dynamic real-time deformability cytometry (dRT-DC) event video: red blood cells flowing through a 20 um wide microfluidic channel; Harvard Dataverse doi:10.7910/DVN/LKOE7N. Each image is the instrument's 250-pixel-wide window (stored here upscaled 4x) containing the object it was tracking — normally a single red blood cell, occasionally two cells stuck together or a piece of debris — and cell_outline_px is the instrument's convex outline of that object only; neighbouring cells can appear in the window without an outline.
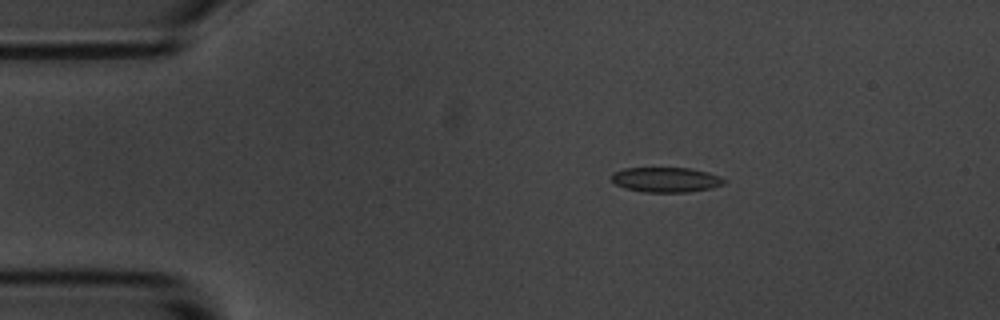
{"species": "common noctule bat (a hibernating species)", "species_latin": "Nyctalus noctula", "temperature_condition": "room temperature", "stored_images_in_passage": 15, "camera_frame_rate_fps": 3000, "um_per_image_px": 0.085, "animal": {"sex": "male", "body_mass_g": 20.1, "forearm_length_mm": 53.5}, "frame": {"image": 1, "passage_image": 3, "time_ms": 3.0, "image_size_px": [1000, 320], "cell_outline_px": [[728, 180], [724, 184], [712, 188], [688, 192], [644, 192], [624, 188], [616, 184], [612, 180], [612, 172], [624, 168], [688, 168], [708, 172], [720, 176]], "centroid_in_image_um": [56.63, 15.27], "position_along_channel_um": 28.4, "area_um2": 16.47}}
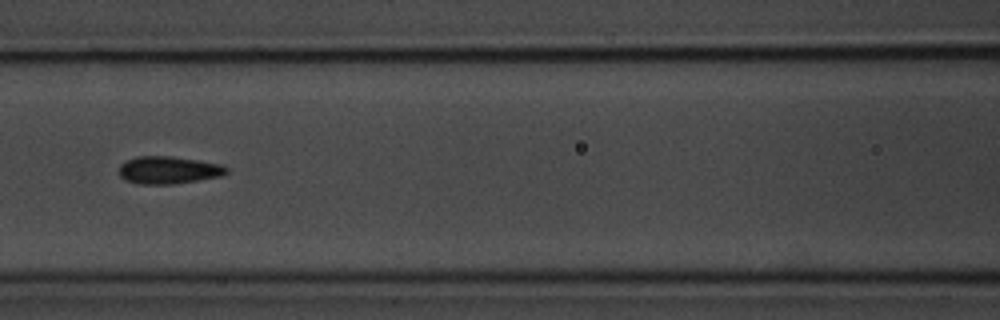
{"frame": {"image": 2, "passage_image": 7, "time_ms": 8.0, "image_size_px": [1000, 320], "cell_outline_px": [[228, 172], [220, 176], [172, 184], [140, 184], [124, 180], [120, 176], [120, 164], [128, 160], [140, 156], [172, 156], [200, 160], [220, 164], [228, 168]], "centroid_in_image_um": [14.32, 14.45], "position_along_channel_um": 152.3, "area_um2": 17.11}}
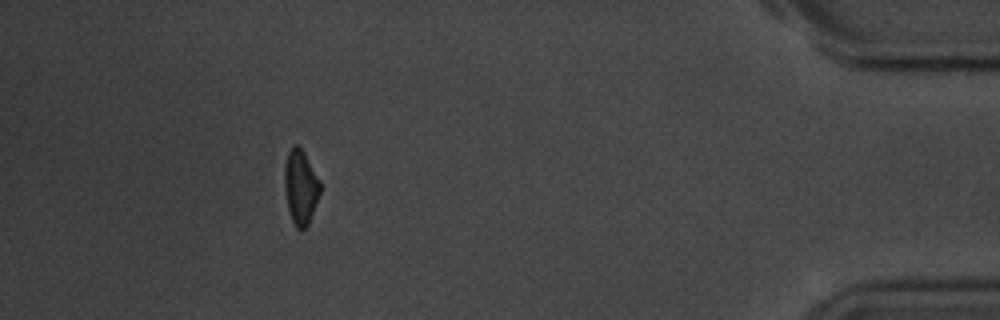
{"frame": {"image": 3, "passage_image": 14, "time_ms": 17.0, "image_size_px": [1000, 320], "cell_outline_px": [[320, 192], [308, 224], [300, 232], [296, 228], [292, 220], [288, 208], [284, 188], [284, 168], [288, 152], [292, 144], [296, 144], [304, 152], [320, 180]], "centroid_in_image_um": [25.53, 15.88], "position_along_channel_um": 409.7, "area_um2": 15.43}, "authors_computed_cell_mechanics": {"area_um2": 16.2996, "velocity_mm_per_s": 3.493, "shape_relaxation_time_tau1_ms": 2.2664, "shape_relaxation_time_tau2_ms": 3.9863, "deformation_change_tau1": 0.0845, "deformation_change_tau2": 0.0617}}